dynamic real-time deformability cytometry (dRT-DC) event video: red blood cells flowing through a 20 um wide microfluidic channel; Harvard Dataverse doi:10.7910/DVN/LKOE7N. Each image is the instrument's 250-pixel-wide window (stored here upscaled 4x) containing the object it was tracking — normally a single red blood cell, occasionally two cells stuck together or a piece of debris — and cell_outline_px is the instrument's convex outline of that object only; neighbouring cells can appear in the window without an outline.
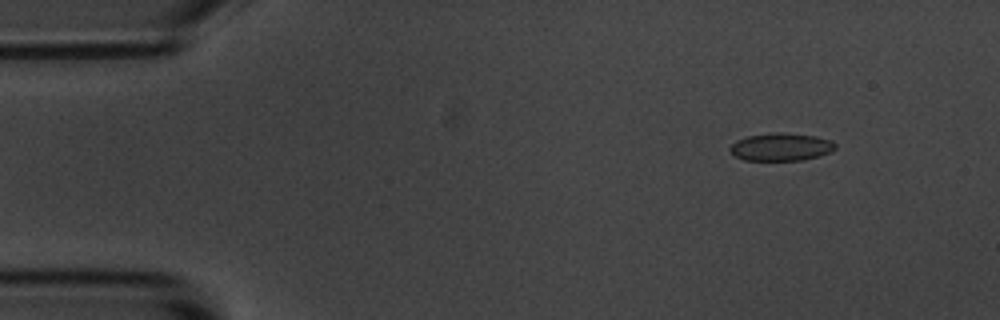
{"species": "common noctule bat (a hibernating species)", "species_latin": "Nyctalus noctula", "temperature_condition": "room temperature", "stored_images_in_passage": 51, "camera_frame_rate_fps": 3000, "um_per_image_px": 0.085, "animal": {"sex": "male", "body_mass_g": 20.1, "forearm_length_mm": 53.5}, "frame": {"image": 1, "passage_image": 2, "time_ms": 0.333, "image_size_px": [1000, 320], "cell_outline_px": [[836, 148], [832, 152], [820, 156], [804, 160], [744, 160], [736, 156], [728, 148], [736, 140], [748, 136], [776, 132], [784, 132], [816, 136], [832, 140], [836, 144]], "centroid_in_image_um": [66.44, 12.48], "position_along_channel_um": 18.6, "area_um2": 17.17}}
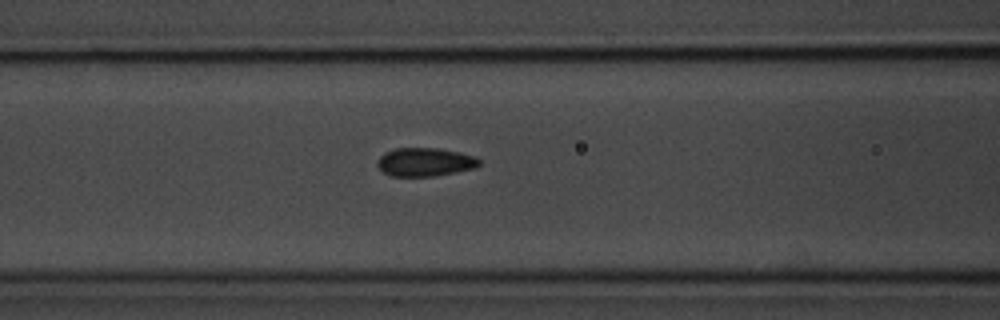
{"frame": {"image": 2, "passage_image": 18, "time_ms": 5.667, "image_size_px": [1000, 320], "cell_outline_px": [[480, 164], [476, 168], [436, 176], [392, 176], [384, 172], [376, 164], [376, 160], [384, 152], [396, 148], [436, 148], [460, 152], [476, 156], [480, 160]], "centroid_in_image_um": [36.14, 13.77], "position_along_channel_um": 130.5, "area_um2": 17.05}}
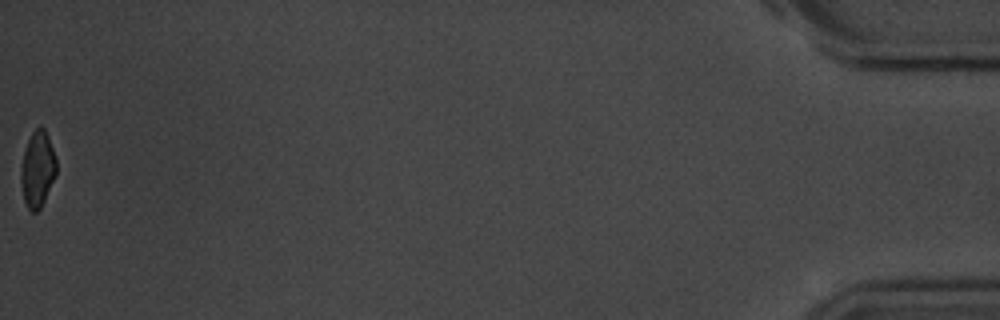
{"frame": {"image": 3, "passage_image": 51, "time_ms": 16.667, "image_size_px": [1000, 320], "cell_outline_px": [[56, 172], [44, 200], [40, 208], [36, 212], [32, 212], [28, 208], [24, 200], [20, 180], [20, 168], [24, 152], [28, 140], [32, 132], [40, 124], [44, 128], [48, 136], [56, 160]], "centroid_in_image_um": [3.17, 14.36], "position_along_channel_um": 432.0, "area_um2": 15.49}, "authors_computed_cell_mechanics": {"area_um2": 17.051, "velocity_mm_per_s": 3.6534, "shape_relaxation_time_tau1_ms": 3.8039, "shape_relaxation_time_tau2_ms": 1.0904, "deformation_change_tau1": 0.1119, "deformation_change_tau2": 0.0633}}